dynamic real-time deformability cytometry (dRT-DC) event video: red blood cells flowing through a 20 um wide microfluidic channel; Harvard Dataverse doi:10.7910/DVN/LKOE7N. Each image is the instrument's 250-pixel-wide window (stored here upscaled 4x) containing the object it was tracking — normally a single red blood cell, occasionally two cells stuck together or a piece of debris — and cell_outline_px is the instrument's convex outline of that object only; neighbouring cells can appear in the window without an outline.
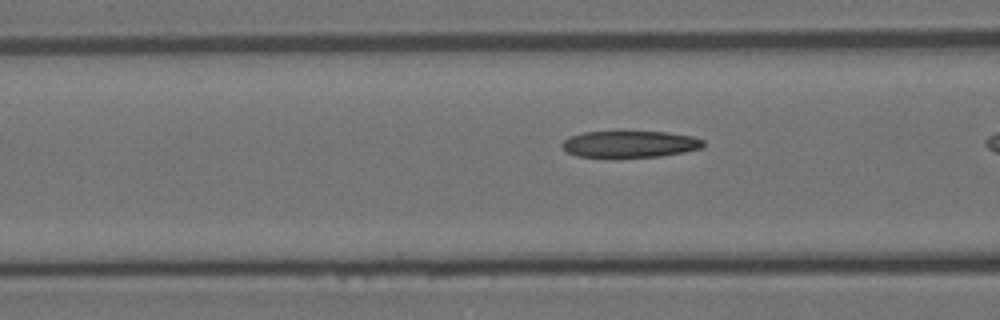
{"species": "Egyptian fruit bat (a non-hibernating species)", "species_latin": "Rousettus aegyptiacus", "temperature_condition": "room temperature", "stored_images_in_passage": 12, "camera_frame_rate_fps": 3000, "um_per_image_px": 0.085, "animal": {"sex": "female"}, "frame": {"image": 1, "passage_image": 7, "time_ms": 2.0, "image_size_px": [1000, 320], "cell_outline_px": [[704, 148], [684, 152], [660, 156], [576, 156], [568, 152], [560, 144], [564, 140], [572, 136], [584, 132], [668, 132], [692, 136], [704, 140]], "centroid_in_image_um": [53.6, 12.24], "position_along_channel_um": 113.0, "area_um2": 21.5}}